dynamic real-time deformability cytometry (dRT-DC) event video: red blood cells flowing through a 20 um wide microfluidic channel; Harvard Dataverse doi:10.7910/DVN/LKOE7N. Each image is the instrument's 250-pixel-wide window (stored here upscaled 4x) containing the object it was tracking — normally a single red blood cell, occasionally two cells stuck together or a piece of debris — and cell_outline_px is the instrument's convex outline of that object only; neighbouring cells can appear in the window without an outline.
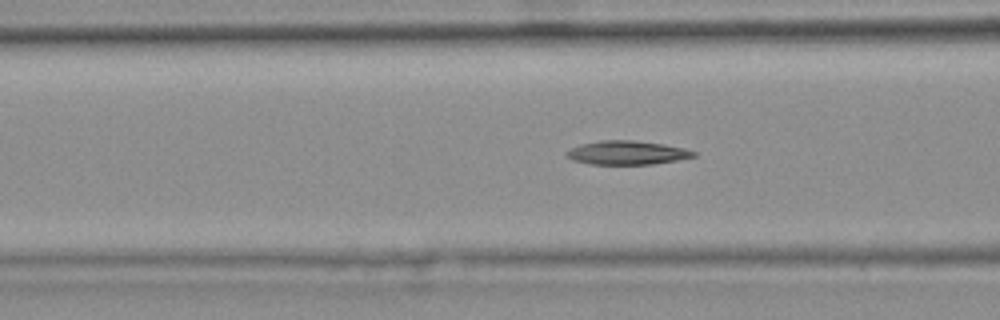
{"species": "common noctule bat (a hibernating species)", "species_latin": "Nyctalus noctula", "temperature_condition": "warm", "stored_images_in_passage": 48, "camera_frame_rate_fps": 3000, "um_per_image_px": 0.085, "animal": {"sex": "female", "body_mass_g": 25.1}, "frame": {"image": 1, "passage_image": 21, "time_ms": 6.667, "image_size_px": [1000, 320], "cell_outline_px": [[696, 156], [676, 160], [652, 164], [588, 164], [572, 160], [564, 152], [580, 144], [600, 140], [632, 140], [664, 144], [696, 152]], "centroid_in_image_um": [53.25, 12.98], "position_along_channel_um": 113.4, "area_um2": 17.46}}